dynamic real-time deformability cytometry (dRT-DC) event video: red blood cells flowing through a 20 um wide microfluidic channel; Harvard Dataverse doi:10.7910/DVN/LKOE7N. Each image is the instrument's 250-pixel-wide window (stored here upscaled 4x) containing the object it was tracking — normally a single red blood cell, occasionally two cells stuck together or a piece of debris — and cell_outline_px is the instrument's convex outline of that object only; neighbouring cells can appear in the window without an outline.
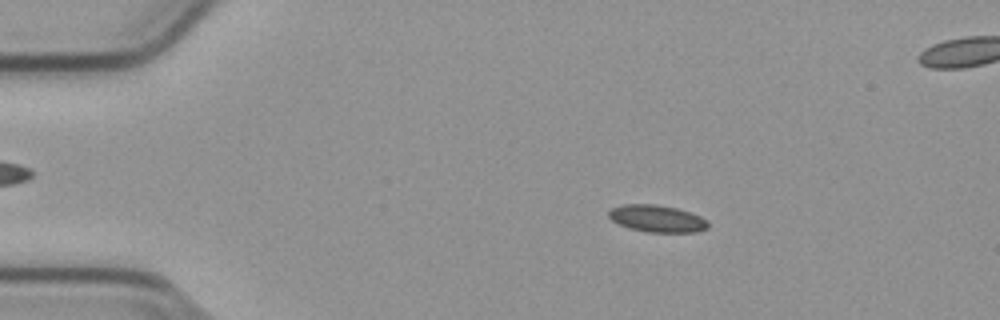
{"species": "common noctule bat (a hibernating species)", "species_latin": "Nyctalus noctula", "temperature_condition": "cold", "stored_images_in_passage": 56, "segment_of_instrument_passage": [1, 2], "camera_frame_rate_fps": 3000, "um_per_image_px": 0.085, "animal": {"sex": "male", "body_mass_g": 23.1, "forearm_length_mm": 52.7}, "frame": {"image": 1, "passage_image": 10, "time_ms": 3.0, "image_size_px": [1000, 320], "cell_outline_px": [[708, 228], [696, 232], [648, 232], [632, 228], [620, 224], [612, 220], [608, 216], [608, 212], [612, 208], [620, 204], [656, 204], [676, 208], [700, 216], [708, 220]], "centroid_in_image_um": [55.85, 18.57], "position_along_channel_um": 29.1, "area_um2": 15.55}}
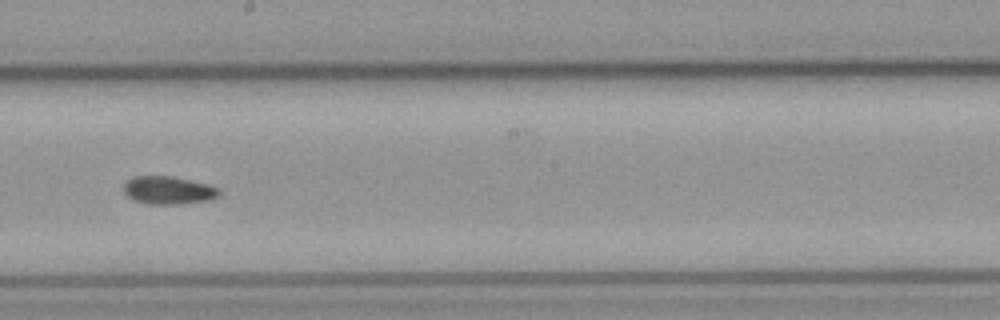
{"frame": {"image": 2, "passage_image": 31, "time_ms": 10.0, "image_size_px": [1000, 320], "cell_outline_px": [[220, 196], [212, 200], [180, 204], [148, 204], [136, 200], [128, 196], [124, 192], [124, 184], [132, 176], [172, 176], [208, 184], [216, 188], [220, 192]], "centroid_in_image_um": [14.33, 16.17], "position_along_channel_um": 233.9, "area_um2": 15.55}}
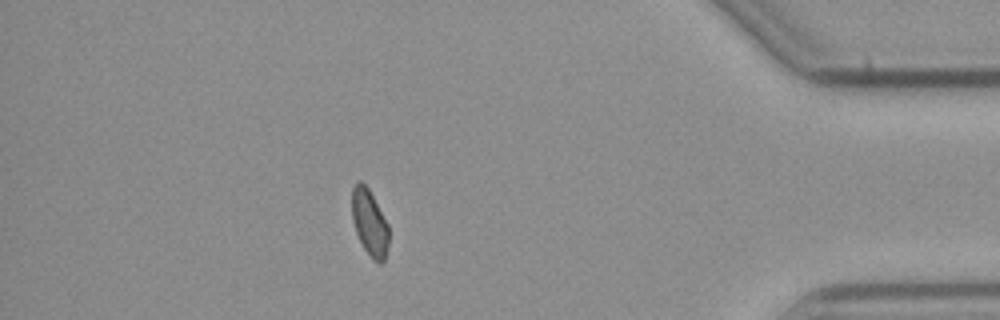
{"frame": {"image": 3, "passage_image": 48, "time_ms": 15.667, "image_size_px": [1000, 320], "cell_outline_px": [[388, 244], [384, 260], [380, 264], [372, 260], [364, 248], [356, 232], [352, 220], [352, 188], [356, 180], [360, 180], [368, 188], [388, 224]], "centroid_in_image_um": [31.4, 18.92], "position_along_channel_um": 403.8, "area_um2": 14.16}}